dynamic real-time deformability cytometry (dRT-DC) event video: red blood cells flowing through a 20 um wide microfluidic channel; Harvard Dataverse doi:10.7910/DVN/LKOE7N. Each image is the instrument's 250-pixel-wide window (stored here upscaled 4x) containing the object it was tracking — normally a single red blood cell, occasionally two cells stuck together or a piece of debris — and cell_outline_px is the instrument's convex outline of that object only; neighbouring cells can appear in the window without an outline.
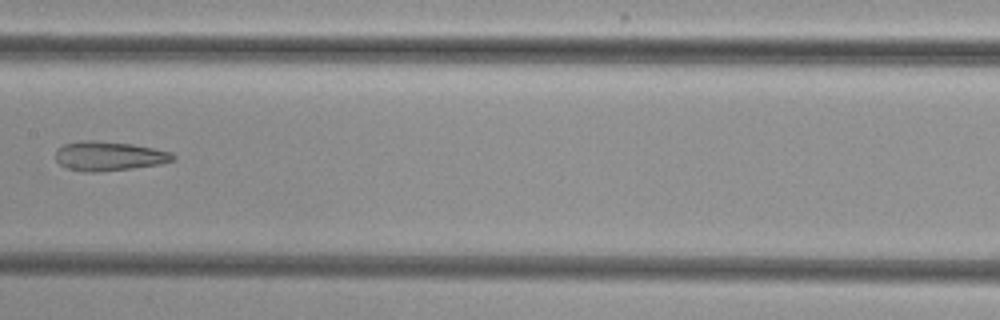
{"species": "common noctule bat (a hibernating species)", "species_latin": "Nyctalus noctula", "temperature_condition": "cold", "stored_images_in_passage": 5, "camera_frame_rate_fps": 3000, "um_per_image_px": 0.085, "animal": {"sex": "female", "body_mass_g": 29.2, "forearm_length_mm": 56.3}, "frame": {"image": 1, "passage_image": 4, "time_ms": 3.667, "image_size_px": [1000, 320], "cell_outline_px": [[176, 160], [160, 164], [132, 168], [96, 172], [84, 172], [68, 168], [60, 164], [56, 160], [56, 148], [64, 144], [80, 140], [96, 140], [132, 144], [172, 152], [176, 156]], "centroid_in_image_um": [9.26, 13.26], "position_along_channel_um": 198.1, "area_um2": 20.17}}
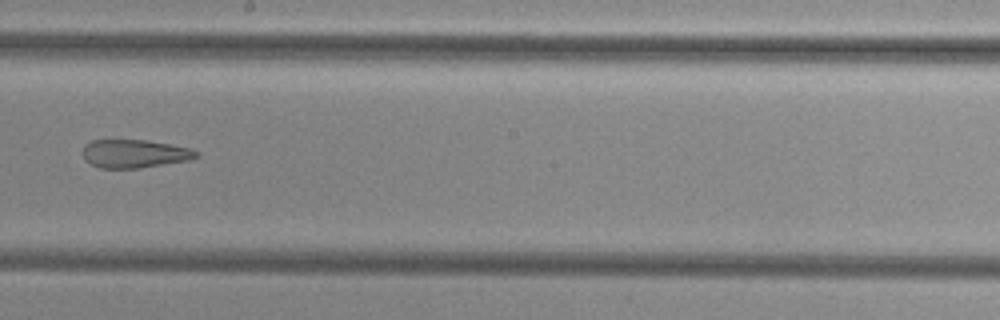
{"frame": {"image": 2, "passage_image": 5, "time_ms": 4.667, "image_size_px": [1000, 320], "cell_outline_px": [[200, 156], [188, 160], [140, 168], [100, 168], [84, 160], [80, 152], [84, 144], [92, 140], [144, 140], [192, 148], [200, 152]], "centroid_in_image_um": [11.4, 13.06], "position_along_channel_um": 236.8, "area_um2": 18.9}}